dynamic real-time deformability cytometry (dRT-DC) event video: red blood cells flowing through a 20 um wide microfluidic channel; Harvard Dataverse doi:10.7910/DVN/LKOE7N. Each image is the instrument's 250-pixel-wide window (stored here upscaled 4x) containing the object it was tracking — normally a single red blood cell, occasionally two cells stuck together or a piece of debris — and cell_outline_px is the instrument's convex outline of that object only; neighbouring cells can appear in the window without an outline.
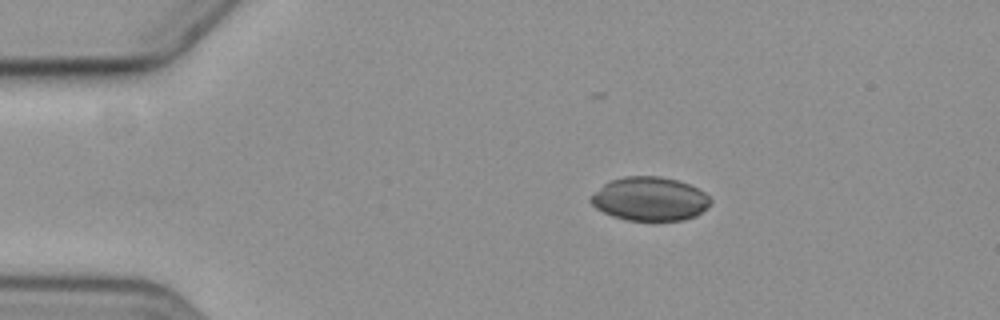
{"species": "common noctule bat (a hibernating species)", "species_latin": "Nyctalus noctula", "temperature_condition": "cold", "stored_images_in_passage": 5, "camera_frame_rate_fps": 3000, "um_per_image_px": 0.085, "animal": {"sex": "female", "body_mass_g": 19.3, "forearm_length_mm": 54.1}, "frame": {"image": 1, "passage_image": 3, "time_ms": 2.333, "image_size_px": [1000, 320], "cell_outline_px": [[712, 200], [696, 216], [684, 220], [624, 220], [612, 216], [596, 208], [588, 200], [604, 184], [612, 180], [624, 176], [660, 176], [676, 180], [688, 184], [704, 192]], "centroid_in_image_um": [55.22, 16.91], "position_along_channel_um": 29.8, "area_um2": 30.17}}